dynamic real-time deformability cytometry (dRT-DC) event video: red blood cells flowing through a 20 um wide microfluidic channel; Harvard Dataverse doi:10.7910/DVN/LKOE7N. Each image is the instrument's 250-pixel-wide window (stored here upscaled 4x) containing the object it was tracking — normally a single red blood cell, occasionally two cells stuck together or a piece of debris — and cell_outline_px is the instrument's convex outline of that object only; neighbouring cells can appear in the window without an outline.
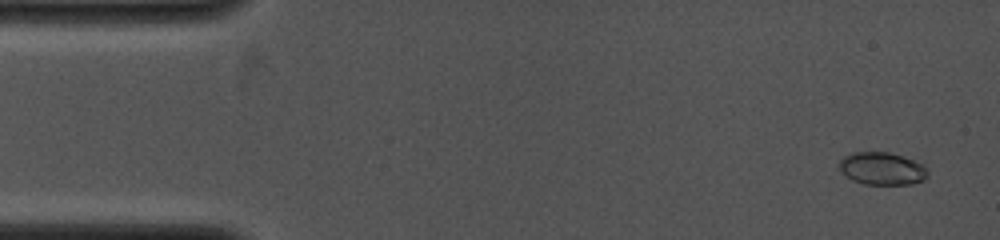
{"species": "common noctule bat (a hibernating species)", "species_latin": "Nyctalus noctula", "temperature_condition": "cold", "stored_images_in_passage": 14, "camera_frame_rate_fps": 4000, "um_per_image_px": 0.085, "animal": {"sex": "female", "body_mass_g": 19.0, "forearm_length_mm": 53.3}, "frame": {"image": 1, "passage_image": 1, "time_ms": 0.0, "image_size_px": [1000, 240], "cell_outline_px": [[928, 176], [924, 180], [912, 184], [864, 184], [852, 180], [840, 172], [840, 160], [844, 156], [852, 152], [888, 152], [912, 160], [920, 164], [928, 172]], "centroid_in_image_um": [74.94, 14.34], "position_along_channel_um": 10.1, "area_um2": 16.65}}
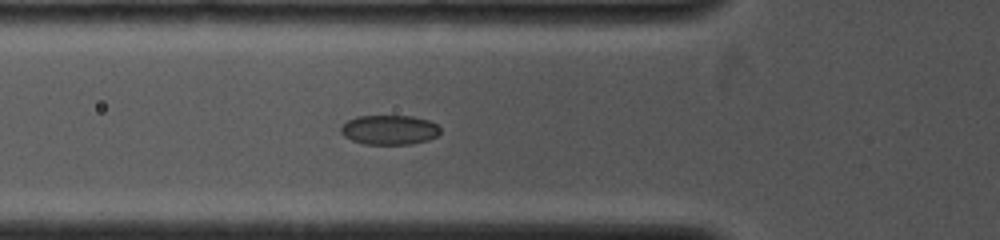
{"frame": {"image": 2, "passage_image": 8, "time_ms": 4.5, "image_size_px": [1000, 240], "cell_outline_px": [[440, 132], [436, 136], [428, 140], [408, 144], [364, 144], [352, 140], [344, 136], [340, 132], [340, 128], [348, 120], [356, 116], [412, 116], [428, 120], [436, 124], [440, 128]], "centroid_in_image_um": [33.08, 11.03], "position_along_channel_um": 92.7, "area_um2": 17.05}}
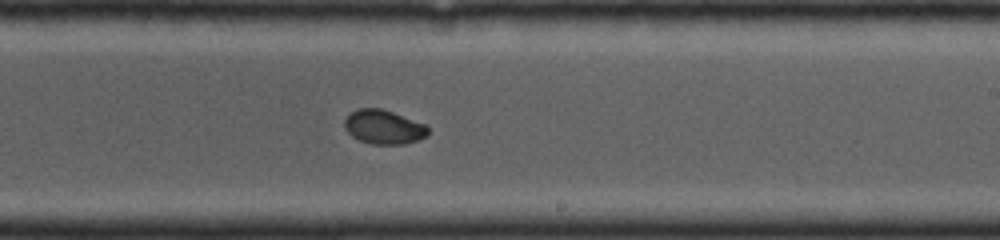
{"frame": {"image": 3, "passage_image": 14, "time_ms": 8.25, "image_size_px": [1000, 240], "cell_outline_px": [[428, 136], [404, 144], [372, 144], [360, 140], [352, 136], [344, 128], [344, 120], [356, 108], [380, 108], [428, 124]], "centroid_in_image_um": [32.63, 10.79], "position_along_channel_um": 256.4, "area_um2": 16.65}}